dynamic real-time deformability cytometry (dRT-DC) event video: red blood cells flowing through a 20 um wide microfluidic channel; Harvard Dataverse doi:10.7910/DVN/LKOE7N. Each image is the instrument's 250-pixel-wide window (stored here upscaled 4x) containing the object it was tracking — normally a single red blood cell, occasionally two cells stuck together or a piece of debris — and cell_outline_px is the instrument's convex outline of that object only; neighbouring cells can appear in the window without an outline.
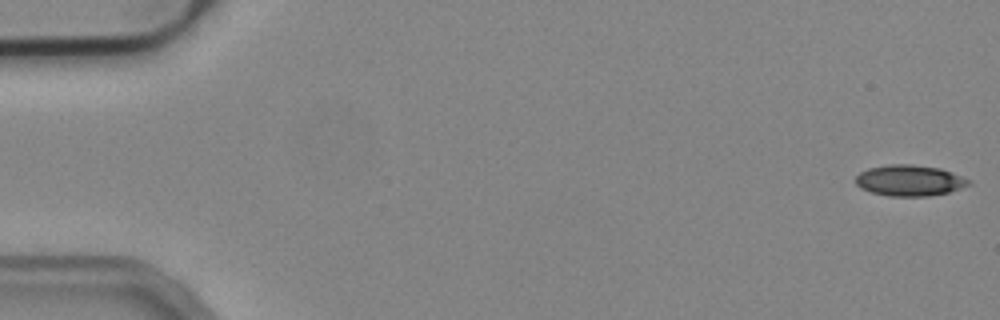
{"species": "common noctule bat (a hibernating species)", "species_latin": "Nyctalus noctula", "temperature_condition": "cold", "stored_images_in_passage": 5, "camera_frame_rate_fps": 3000, "um_per_image_px": 0.085, "animal": {"sex": "male", "body_mass_g": 19.2, "forearm_length_mm": 51.8}, "frame": {"image": 1, "passage_image": 1, "time_ms": 0.0, "image_size_px": [1000, 320], "cell_outline_px": [[972, 184], [948, 192], [928, 196], [888, 196], [872, 192], [860, 188], [856, 184], [856, 176], [860, 172], [868, 168], [888, 164], [912, 164], [940, 168], [972, 180]], "centroid_in_image_um": [77.31, 15.33], "position_along_channel_um": 7.7, "area_um2": 20.46}}